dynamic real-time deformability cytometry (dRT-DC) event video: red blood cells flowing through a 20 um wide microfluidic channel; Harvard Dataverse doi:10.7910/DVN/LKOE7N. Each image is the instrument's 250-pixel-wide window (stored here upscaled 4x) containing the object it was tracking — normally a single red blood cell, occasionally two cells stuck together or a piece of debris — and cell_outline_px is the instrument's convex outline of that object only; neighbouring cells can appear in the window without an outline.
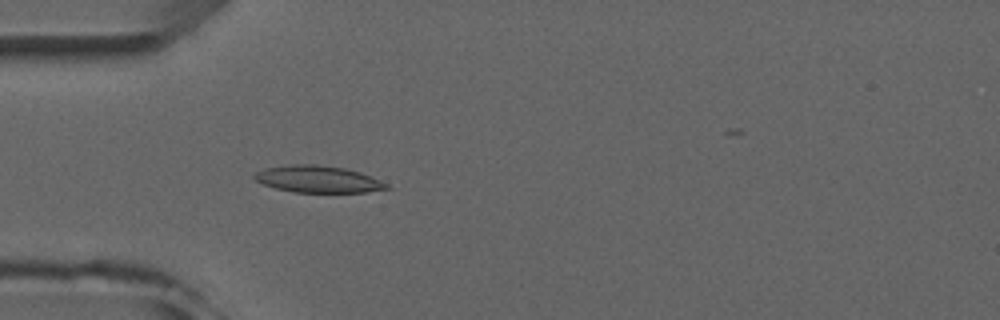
{"species": "common noctule bat (a hibernating species)", "species_latin": "Nyctalus noctula", "temperature_condition": "room temperature", "stored_images_in_passage": 7, "camera_frame_rate_fps": 3000, "um_per_image_px": 0.085, "animal": {"sex": "male", "forearm_length_mm": 52.5}, "frame": {"image": 1, "passage_image": 7, "time_ms": 6.667, "image_size_px": [1000, 320], "cell_outline_px": [[392, 188], [368, 192], [292, 192], [276, 188], [264, 184], [256, 180], [252, 176], [256, 172], [264, 168], [292, 164], [316, 164], [344, 168], [360, 172], [388, 184]], "centroid_in_image_um": [27.03, 15.23], "position_along_channel_um": 58.0, "area_um2": 20.63}}